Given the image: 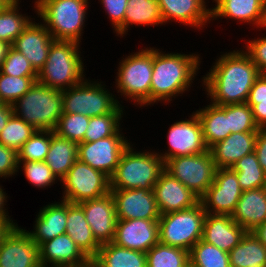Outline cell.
<instances>
[{"label":"cell","instance_id":"6da1fadb","mask_svg":"<svg viewBox=\"0 0 266 267\" xmlns=\"http://www.w3.org/2000/svg\"><path fill=\"white\" fill-rule=\"evenodd\" d=\"M202 78L207 98L218 106L246 103L256 78L261 74L242 50L221 54Z\"/></svg>","mask_w":266,"mask_h":267},{"label":"cell","instance_id":"7a4b0ae2","mask_svg":"<svg viewBox=\"0 0 266 267\" xmlns=\"http://www.w3.org/2000/svg\"><path fill=\"white\" fill-rule=\"evenodd\" d=\"M199 54L165 53L153 47V73L150 104L172 101L173 97L189 91L200 69ZM193 80V81H192Z\"/></svg>","mask_w":266,"mask_h":267},{"label":"cell","instance_id":"3957f363","mask_svg":"<svg viewBox=\"0 0 266 267\" xmlns=\"http://www.w3.org/2000/svg\"><path fill=\"white\" fill-rule=\"evenodd\" d=\"M80 45L73 41H54L44 67L38 71L37 82L58 90L82 83L85 78Z\"/></svg>","mask_w":266,"mask_h":267},{"label":"cell","instance_id":"277c9868","mask_svg":"<svg viewBox=\"0 0 266 267\" xmlns=\"http://www.w3.org/2000/svg\"><path fill=\"white\" fill-rule=\"evenodd\" d=\"M132 146L130 143L122 152L117 168L110 177V189L153 190L164 171V161L157 151H135Z\"/></svg>","mask_w":266,"mask_h":267},{"label":"cell","instance_id":"5b68a950","mask_svg":"<svg viewBox=\"0 0 266 267\" xmlns=\"http://www.w3.org/2000/svg\"><path fill=\"white\" fill-rule=\"evenodd\" d=\"M89 0H42L35 12L56 41L81 43ZM85 24V25H84Z\"/></svg>","mask_w":266,"mask_h":267},{"label":"cell","instance_id":"8992f818","mask_svg":"<svg viewBox=\"0 0 266 267\" xmlns=\"http://www.w3.org/2000/svg\"><path fill=\"white\" fill-rule=\"evenodd\" d=\"M62 90L47 87L39 82L11 106L13 114L30 124L35 130H52L63 114Z\"/></svg>","mask_w":266,"mask_h":267},{"label":"cell","instance_id":"52a82bcc","mask_svg":"<svg viewBox=\"0 0 266 267\" xmlns=\"http://www.w3.org/2000/svg\"><path fill=\"white\" fill-rule=\"evenodd\" d=\"M116 72V89L121 97L134 101L135 105H150V85L153 73V48H141L122 57Z\"/></svg>","mask_w":266,"mask_h":267},{"label":"cell","instance_id":"ba28073f","mask_svg":"<svg viewBox=\"0 0 266 267\" xmlns=\"http://www.w3.org/2000/svg\"><path fill=\"white\" fill-rule=\"evenodd\" d=\"M206 214L199 202L192 208L160 215L159 243L189 252L202 239Z\"/></svg>","mask_w":266,"mask_h":267},{"label":"cell","instance_id":"9c48e42d","mask_svg":"<svg viewBox=\"0 0 266 267\" xmlns=\"http://www.w3.org/2000/svg\"><path fill=\"white\" fill-rule=\"evenodd\" d=\"M106 89L102 81L98 82L97 79L96 82L86 78L82 83L62 90L63 113L94 117L113 112L120 103L116 96Z\"/></svg>","mask_w":266,"mask_h":267},{"label":"cell","instance_id":"30bf717a","mask_svg":"<svg viewBox=\"0 0 266 267\" xmlns=\"http://www.w3.org/2000/svg\"><path fill=\"white\" fill-rule=\"evenodd\" d=\"M217 167L210 150L164 161V171L201 198L212 185Z\"/></svg>","mask_w":266,"mask_h":267},{"label":"cell","instance_id":"8fae6325","mask_svg":"<svg viewBox=\"0 0 266 267\" xmlns=\"http://www.w3.org/2000/svg\"><path fill=\"white\" fill-rule=\"evenodd\" d=\"M62 200L80 203L102 197L110 192V178L77 159L60 181Z\"/></svg>","mask_w":266,"mask_h":267},{"label":"cell","instance_id":"7c38bea8","mask_svg":"<svg viewBox=\"0 0 266 267\" xmlns=\"http://www.w3.org/2000/svg\"><path fill=\"white\" fill-rule=\"evenodd\" d=\"M130 143L122 130H119L107 138L78 143V159L110 178L117 168L122 152Z\"/></svg>","mask_w":266,"mask_h":267},{"label":"cell","instance_id":"4fadbf2b","mask_svg":"<svg viewBox=\"0 0 266 267\" xmlns=\"http://www.w3.org/2000/svg\"><path fill=\"white\" fill-rule=\"evenodd\" d=\"M242 192L232 168H217L214 181L200 202L207 214L231 216Z\"/></svg>","mask_w":266,"mask_h":267},{"label":"cell","instance_id":"5bb4252c","mask_svg":"<svg viewBox=\"0 0 266 267\" xmlns=\"http://www.w3.org/2000/svg\"><path fill=\"white\" fill-rule=\"evenodd\" d=\"M168 150L158 154L163 161L178 156L194 155L206 152V146L201 124L195 112L190 114L189 119L174 122L169 126L167 133Z\"/></svg>","mask_w":266,"mask_h":267},{"label":"cell","instance_id":"9a60e30c","mask_svg":"<svg viewBox=\"0 0 266 267\" xmlns=\"http://www.w3.org/2000/svg\"><path fill=\"white\" fill-rule=\"evenodd\" d=\"M115 201L117 219H159L153 190L110 189Z\"/></svg>","mask_w":266,"mask_h":267},{"label":"cell","instance_id":"2e32d148","mask_svg":"<svg viewBox=\"0 0 266 267\" xmlns=\"http://www.w3.org/2000/svg\"><path fill=\"white\" fill-rule=\"evenodd\" d=\"M39 246L18 224L0 246V267H40Z\"/></svg>","mask_w":266,"mask_h":267},{"label":"cell","instance_id":"e0dca14e","mask_svg":"<svg viewBox=\"0 0 266 267\" xmlns=\"http://www.w3.org/2000/svg\"><path fill=\"white\" fill-rule=\"evenodd\" d=\"M112 243L146 253L159 243L158 219H118Z\"/></svg>","mask_w":266,"mask_h":267},{"label":"cell","instance_id":"ac0fdd59","mask_svg":"<svg viewBox=\"0 0 266 267\" xmlns=\"http://www.w3.org/2000/svg\"><path fill=\"white\" fill-rule=\"evenodd\" d=\"M78 204L84 211L96 241L100 245L112 242L118 219L115 201L111 192L102 197L86 200Z\"/></svg>","mask_w":266,"mask_h":267},{"label":"cell","instance_id":"d6986e66","mask_svg":"<svg viewBox=\"0 0 266 267\" xmlns=\"http://www.w3.org/2000/svg\"><path fill=\"white\" fill-rule=\"evenodd\" d=\"M39 259L43 267H91V260L66 233L43 242Z\"/></svg>","mask_w":266,"mask_h":267},{"label":"cell","instance_id":"ffe728a7","mask_svg":"<svg viewBox=\"0 0 266 267\" xmlns=\"http://www.w3.org/2000/svg\"><path fill=\"white\" fill-rule=\"evenodd\" d=\"M160 215L194 207L200 198L178 179L163 171L153 187Z\"/></svg>","mask_w":266,"mask_h":267},{"label":"cell","instance_id":"44dd1931","mask_svg":"<svg viewBox=\"0 0 266 267\" xmlns=\"http://www.w3.org/2000/svg\"><path fill=\"white\" fill-rule=\"evenodd\" d=\"M54 41L43 23L32 20L11 46L21 52L38 72L44 67Z\"/></svg>","mask_w":266,"mask_h":267},{"label":"cell","instance_id":"7402d4cb","mask_svg":"<svg viewBox=\"0 0 266 267\" xmlns=\"http://www.w3.org/2000/svg\"><path fill=\"white\" fill-rule=\"evenodd\" d=\"M157 1L165 24L175 21L200 31L211 21V9L207 7L205 0Z\"/></svg>","mask_w":266,"mask_h":267},{"label":"cell","instance_id":"603a6c76","mask_svg":"<svg viewBox=\"0 0 266 267\" xmlns=\"http://www.w3.org/2000/svg\"><path fill=\"white\" fill-rule=\"evenodd\" d=\"M211 21L219 18H230L237 23H247L262 29L265 22L266 0H213Z\"/></svg>","mask_w":266,"mask_h":267},{"label":"cell","instance_id":"cb8c5ba5","mask_svg":"<svg viewBox=\"0 0 266 267\" xmlns=\"http://www.w3.org/2000/svg\"><path fill=\"white\" fill-rule=\"evenodd\" d=\"M246 232L230 215L206 214L202 240L229 253Z\"/></svg>","mask_w":266,"mask_h":267},{"label":"cell","instance_id":"d4e9b609","mask_svg":"<svg viewBox=\"0 0 266 267\" xmlns=\"http://www.w3.org/2000/svg\"><path fill=\"white\" fill-rule=\"evenodd\" d=\"M257 131L236 132L216 142L209 150L217 168H232L242 157L254 152Z\"/></svg>","mask_w":266,"mask_h":267},{"label":"cell","instance_id":"484cf974","mask_svg":"<svg viewBox=\"0 0 266 267\" xmlns=\"http://www.w3.org/2000/svg\"><path fill=\"white\" fill-rule=\"evenodd\" d=\"M30 238L40 246L43 242L54 239L66 232L67 202L60 200L43 206L36 215Z\"/></svg>","mask_w":266,"mask_h":267},{"label":"cell","instance_id":"4316f807","mask_svg":"<svg viewBox=\"0 0 266 267\" xmlns=\"http://www.w3.org/2000/svg\"><path fill=\"white\" fill-rule=\"evenodd\" d=\"M232 219L247 232L266 221V188L243 191Z\"/></svg>","mask_w":266,"mask_h":267},{"label":"cell","instance_id":"83f0119b","mask_svg":"<svg viewBox=\"0 0 266 267\" xmlns=\"http://www.w3.org/2000/svg\"><path fill=\"white\" fill-rule=\"evenodd\" d=\"M65 233L70 236V238L90 260L97 255L101 245L93 236L84 211L78 203L67 202Z\"/></svg>","mask_w":266,"mask_h":267},{"label":"cell","instance_id":"f1b7e54d","mask_svg":"<svg viewBox=\"0 0 266 267\" xmlns=\"http://www.w3.org/2000/svg\"><path fill=\"white\" fill-rule=\"evenodd\" d=\"M199 118L203 138L208 148L216 142L225 139L230 134L229 105H209L195 111Z\"/></svg>","mask_w":266,"mask_h":267},{"label":"cell","instance_id":"f546056e","mask_svg":"<svg viewBox=\"0 0 266 267\" xmlns=\"http://www.w3.org/2000/svg\"><path fill=\"white\" fill-rule=\"evenodd\" d=\"M91 267H147L146 253L123 248L114 243L100 246Z\"/></svg>","mask_w":266,"mask_h":267},{"label":"cell","instance_id":"4dcf8cb0","mask_svg":"<svg viewBox=\"0 0 266 267\" xmlns=\"http://www.w3.org/2000/svg\"><path fill=\"white\" fill-rule=\"evenodd\" d=\"M77 159L78 143L59 137L51 130V144L44 161L60 181Z\"/></svg>","mask_w":266,"mask_h":267},{"label":"cell","instance_id":"1f68e13d","mask_svg":"<svg viewBox=\"0 0 266 267\" xmlns=\"http://www.w3.org/2000/svg\"><path fill=\"white\" fill-rule=\"evenodd\" d=\"M230 267H266V246L252 233L246 232L229 252Z\"/></svg>","mask_w":266,"mask_h":267},{"label":"cell","instance_id":"d6a6232c","mask_svg":"<svg viewBox=\"0 0 266 267\" xmlns=\"http://www.w3.org/2000/svg\"><path fill=\"white\" fill-rule=\"evenodd\" d=\"M165 25L157 0H128L124 16V35L128 34L130 26Z\"/></svg>","mask_w":266,"mask_h":267},{"label":"cell","instance_id":"836d02e7","mask_svg":"<svg viewBox=\"0 0 266 267\" xmlns=\"http://www.w3.org/2000/svg\"><path fill=\"white\" fill-rule=\"evenodd\" d=\"M232 169L236 172L242 191L266 186V173L260 166L255 152L239 159Z\"/></svg>","mask_w":266,"mask_h":267},{"label":"cell","instance_id":"e575fe53","mask_svg":"<svg viewBox=\"0 0 266 267\" xmlns=\"http://www.w3.org/2000/svg\"><path fill=\"white\" fill-rule=\"evenodd\" d=\"M124 106L121 104L110 113L101 116L90 117L88 127L84 135V142H94L116 134L121 127Z\"/></svg>","mask_w":266,"mask_h":267},{"label":"cell","instance_id":"d590c367","mask_svg":"<svg viewBox=\"0 0 266 267\" xmlns=\"http://www.w3.org/2000/svg\"><path fill=\"white\" fill-rule=\"evenodd\" d=\"M147 267H189V252L179 247L155 244L146 252Z\"/></svg>","mask_w":266,"mask_h":267},{"label":"cell","instance_id":"8d00e7d4","mask_svg":"<svg viewBox=\"0 0 266 267\" xmlns=\"http://www.w3.org/2000/svg\"><path fill=\"white\" fill-rule=\"evenodd\" d=\"M19 4L9 3L0 11V40L13 44L15 39L32 21L30 16L19 12Z\"/></svg>","mask_w":266,"mask_h":267},{"label":"cell","instance_id":"74e56055","mask_svg":"<svg viewBox=\"0 0 266 267\" xmlns=\"http://www.w3.org/2000/svg\"><path fill=\"white\" fill-rule=\"evenodd\" d=\"M191 267H230L229 253L199 240L189 251Z\"/></svg>","mask_w":266,"mask_h":267},{"label":"cell","instance_id":"f35d334b","mask_svg":"<svg viewBox=\"0 0 266 267\" xmlns=\"http://www.w3.org/2000/svg\"><path fill=\"white\" fill-rule=\"evenodd\" d=\"M35 131L30 124L12 114L0 133V144L18 151Z\"/></svg>","mask_w":266,"mask_h":267},{"label":"cell","instance_id":"ab89813d","mask_svg":"<svg viewBox=\"0 0 266 267\" xmlns=\"http://www.w3.org/2000/svg\"><path fill=\"white\" fill-rule=\"evenodd\" d=\"M51 144V130H36L17 151L18 161H44Z\"/></svg>","mask_w":266,"mask_h":267},{"label":"cell","instance_id":"60d3db41","mask_svg":"<svg viewBox=\"0 0 266 267\" xmlns=\"http://www.w3.org/2000/svg\"><path fill=\"white\" fill-rule=\"evenodd\" d=\"M89 121L90 117L83 114L63 113L54 129V133L59 137L72 140L76 143L84 142V135Z\"/></svg>","mask_w":266,"mask_h":267},{"label":"cell","instance_id":"b9f144b4","mask_svg":"<svg viewBox=\"0 0 266 267\" xmlns=\"http://www.w3.org/2000/svg\"><path fill=\"white\" fill-rule=\"evenodd\" d=\"M37 81V77H17L0 72V99L12 105L21 98Z\"/></svg>","mask_w":266,"mask_h":267},{"label":"cell","instance_id":"7bdbcfd3","mask_svg":"<svg viewBox=\"0 0 266 267\" xmlns=\"http://www.w3.org/2000/svg\"><path fill=\"white\" fill-rule=\"evenodd\" d=\"M20 167L23 168L27 181L37 188L44 189L55 184V181H60L45 161H18V170Z\"/></svg>","mask_w":266,"mask_h":267},{"label":"cell","instance_id":"ee69618b","mask_svg":"<svg viewBox=\"0 0 266 267\" xmlns=\"http://www.w3.org/2000/svg\"><path fill=\"white\" fill-rule=\"evenodd\" d=\"M230 134L236 132L258 131L252 108L247 104H229Z\"/></svg>","mask_w":266,"mask_h":267},{"label":"cell","instance_id":"f6af8a7d","mask_svg":"<svg viewBox=\"0 0 266 267\" xmlns=\"http://www.w3.org/2000/svg\"><path fill=\"white\" fill-rule=\"evenodd\" d=\"M0 72L17 77H37L38 75L29 60L12 46L1 65Z\"/></svg>","mask_w":266,"mask_h":267},{"label":"cell","instance_id":"bcb514c9","mask_svg":"<svg viewBox=\"0 0 266 267\" xmlns=\"http://www.w3.org/2000/svg\"><path fill=\"white\" fill-rule=\"evenodd\" d=\"M112 22V28L116 36L123 38L124 36V16L127 8L128 0H99Z\"/></svg>","mask_w":266,"mask_h":267},{"label":"cell","instance_id":"7dc6e473","mask_svg":"<svg viewBox=\"0 0 266 267\" xmlns=\"http://www.w3.org/2000/svg\"><path fill=\"white\" fill-rule=\"evenodd\" d=\"M244 49L260 73H266V36L248 40Z\"/></svg>","mask_w":266,"mask_h":267},{"label":"cell","instance_id":"c3c4849f","mask_svg":"<svg viewBox=\"0 0 266 267\" xmlns=\"http://www.w3.org/2000/svg\"><path fill=\"white\" fill-rule=\"evenodd\" d=\"M17 172H19L17 151L0 144V178H12Z\"/></svg>","mask_w":266,"mask_h":267},{"label":"cell","instance_id":"681fc988","mask_svg":"<svg viewBox=\"0 0 266 267\" xmlns=\"http://www.w3.org/2000/svg\"><path fill=\"white\" fill-rule=\"evenodd\" d=\"M247 101H266V73H261L256 78Z\"/></svg>","mask_w":266,"mask_h":267},{"label":"cell","instance_id":"f907efd6","mask_svg":"<svg viewBox=\"0 0 266 267\" xmlns=\"http://www.w3.org/2000/svg\"><path fill=\"white\" fill-rule=\"evenodd\" d=\"M258 162L266 173V128H259L254 150Z\"/></svg>","mask_w":266,"mask_h":267},{"label":"cell","instance_id":"816d5d0a","mask_svg":"<svg viewBox=\"0 0 266 267\" xmlns=\"http://www.w3.org/2000/svg\"><path fill=\"white\" fill-rule=\"evenodd\" d=\"M259 128H266V101H246Z\"/></svg>","mask_w":266,"mask_h":267},{"label":"cell","instance_id":"f5cc1de1","mask_svg":"<svg viewBox=\"0 0 266 267\" xmlns=\"http://www.w3.org/2000/svg\"><path fill=\"white\" fill-rule=\"evenodd\" d=\"M12 219H0V246L9 232L17 225Z\"/></svg>","mask_w":266,"mask_h":267},{"label":"cell","instance_id":"db71d44e","mask_svg":"<svg viewBox=\"0 0 266 267\" xmlns=\"http://www.w3.org/2000/svg\"><path fill=\"white\" fill-rule=\"evenodd\" d=\"M12 114H13V109L11 105L3 104L0 107V133L6 126L7 121L9 120Z\"/></svg>","mask_w":266,"mask_h":267},{"label":"cell","instance_id":"11a10c76","mask_svg":"<svg viewBox=\"0 0 266 267\" xmlns=\"http://www.w3.org/2000/svg\"><path fill=\"white\" fill-rule=\"evenodd\" d=\"M3 187L0 185V219H12L8 215V211L5 207L7 203V194L4 192L5 189H2Z\"/></svg>","mask_w":266,"mask_h":267},{"label":"cell","instance_id":"9f6ffc18","mask_svg":"<svg viewBox=\"0 0 266 267\" xmlns=\"http://www.w3.org/2000/svg\"><path fill=\"white\" fill-rule=\"evenodd\" d=\"M251 232L266 246V221Z\"/></svg>","mask_w":266,"mask_h":267},{"label":"cell","instance_id":"6f0895ef","mask_svg":"<svg viewBox=\"0 0 266 267\" xmlns=\"http://www.w3.org/2000/svg\"><path fill=\"white\" fill-rule=\"evenodd\" d=\"M11 45L5 41L0 40V68L4 61V59L7 56V53L10 49Z\"/></svg>","mask_w":266,"mask_h":267},{"label":"cell","instance_id":"680465c9","mask_svg":"<svg viewBox=\"0 0 266 267\" xmlns=\"http://www.w3.org/2000/svg\"><path fill=\"white\" fill-rule=\"evenodd\" d=\"M20 0H8L9 3H16V4H20L19 3ZM42 2V0H35L34 1V10L40 5V3Z\"/></svg>","mask_w":266,"mask_h":267},{"label":"cell","instance_id":"91938a15","mask_svg":"<svg viewBox=\"0 0 266 267\" xmlns=\"http://www.w3.org/2000/svg\"><path fill=\"white\" fill-rule=\"evenodd\" d=\"M9 4L8 0H0V11Z\"/></svg>","mask_w":266,"mask_h":267},{"label":"cell","instance_id":"94428289","mask_svg":"<svg viewBox=\"0 0 266 267\" xmlns=\"http://www.w3.org/2000/svg\"><path fill=\"white\" fill-rule=\"evenodd\" d=\"M266 30V14H265V22H264V25H263V28H262V30Z\"/></svg>","mask_w":266,"mask_h":267},{"label":"cell","instance_id":"6125c7cd","mask_svg":"<svg viewBox=\"0 0 266 267\" xmlns=\"http://www.w3.org/2000/svg\"><path fill=\"white\" fill-rule=\"evenodd\" d=\"M4 103L2 102V100L0 99V107L3 105Z\"/></svg>","mask_w":266,"mask_h":267}]
</instances>
